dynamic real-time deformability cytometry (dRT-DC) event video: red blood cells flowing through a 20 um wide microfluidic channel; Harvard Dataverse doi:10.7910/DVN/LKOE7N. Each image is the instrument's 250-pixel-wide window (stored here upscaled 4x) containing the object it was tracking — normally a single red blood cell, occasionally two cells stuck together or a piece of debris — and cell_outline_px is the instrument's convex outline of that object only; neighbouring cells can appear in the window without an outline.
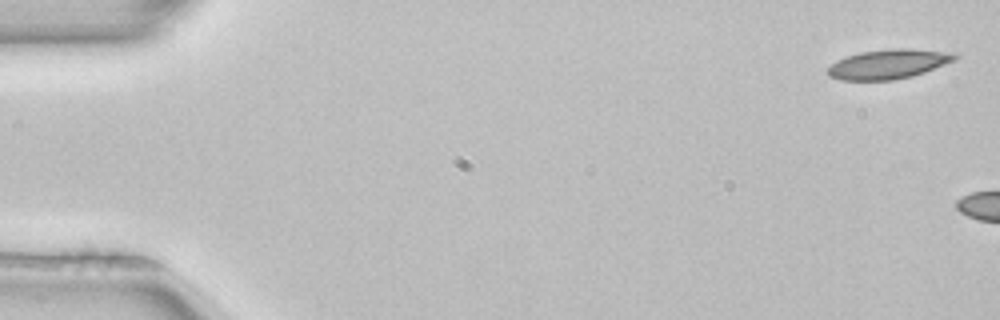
{"species": "common noctule bat (a hibernating species)", "species_latin": "Nyctalus noctula", "temperature_condition": "room temperature", "stored_images_in_passage": 4, "camera_frame_rate_fps": 3000, "um_per_image_px": 0.085, "animal": {"sex": "female", "body_mass_g": 22.7, "forearm_length_mm": 54.2}, "frame": {"image": 1, "passage_image": 1, "time_ms": 0.0, "image_size_px": [1000, 320], "cell_outline_px": [[960, 56], [956, 60], [924, 72], [912, 76], [892, 80], [840, 80], [828, 76], [828, 68], [836, 60], [860, 52], [892, 48], [912, 48], [956, 52]], "centroid_in_image_um": [75.57, 5.43], "position_along_channel_um": 9.4, "area_um2": 22.08}}
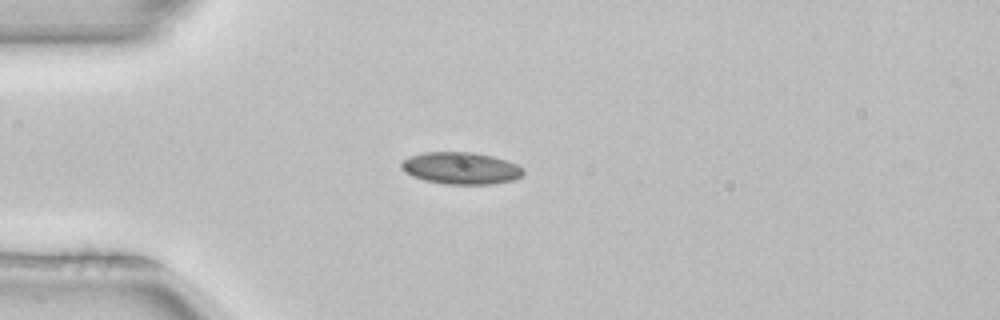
{"frame": {"image": 2, "passage_image": 4, "time_ms": 1.0, "image_size_px": [1000, 320], "cell_outline_px": [[524, 172], [520, 176], [512, 180], [492, 184], [444, 184], [424, 180], [412, 176], [404, 172], [400, 168], [400, 164], [404, 160], [412, 156], [424, 152], [472, 152], [492, 156], [508, 160], [516, 164]], "centroid_in_image_um": [39.15, 14.3], "position_along_channel_um": 45.9, "area_um2": 22.66}}